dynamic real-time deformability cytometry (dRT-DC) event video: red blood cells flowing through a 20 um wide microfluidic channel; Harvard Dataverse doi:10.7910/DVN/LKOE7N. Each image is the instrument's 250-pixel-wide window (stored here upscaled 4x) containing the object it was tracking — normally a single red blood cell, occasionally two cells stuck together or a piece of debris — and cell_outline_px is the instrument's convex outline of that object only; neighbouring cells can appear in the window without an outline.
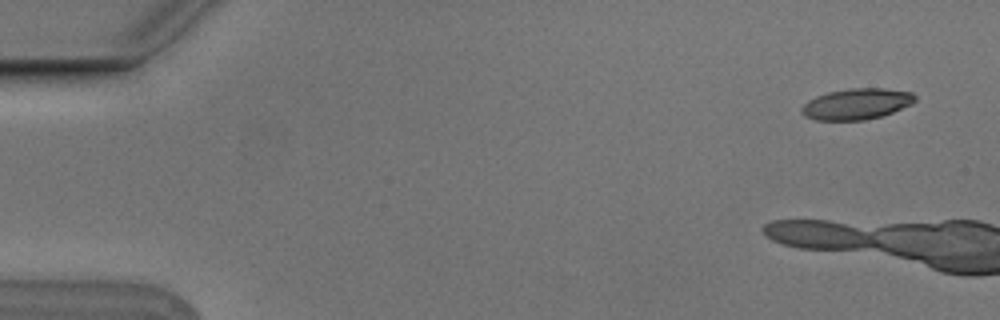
{"species": "Egyptian fruit bat (a non-hibernating species)", "species_latin": "Rousettus aegyptiacus", "temperature_condition": "cold", "stored_images_in_passage": 6, "camera_frame_rate_fps": 3000, "um_per_image_px": 0.085, "animal": {"sex": "male"}, "frame": {"image": 1, "passage_image": 1, "time_ms": 0.0, "image_size_px": [1000, 320], "cell_outline_px": [[916, 100], [912, 104], [892, 112], [880, 116], [864, 120], [816, 120], [804, 116], [800, 112], [800, 108], [808, 100], [816, 96], [828, 92], [852, 88], [884, 88], [912, 92], [916, 96]], "centroid_in_image_um": [72.8, 8.83], "position_along_channel_um": 12.2, "area_um2": 20.52}}